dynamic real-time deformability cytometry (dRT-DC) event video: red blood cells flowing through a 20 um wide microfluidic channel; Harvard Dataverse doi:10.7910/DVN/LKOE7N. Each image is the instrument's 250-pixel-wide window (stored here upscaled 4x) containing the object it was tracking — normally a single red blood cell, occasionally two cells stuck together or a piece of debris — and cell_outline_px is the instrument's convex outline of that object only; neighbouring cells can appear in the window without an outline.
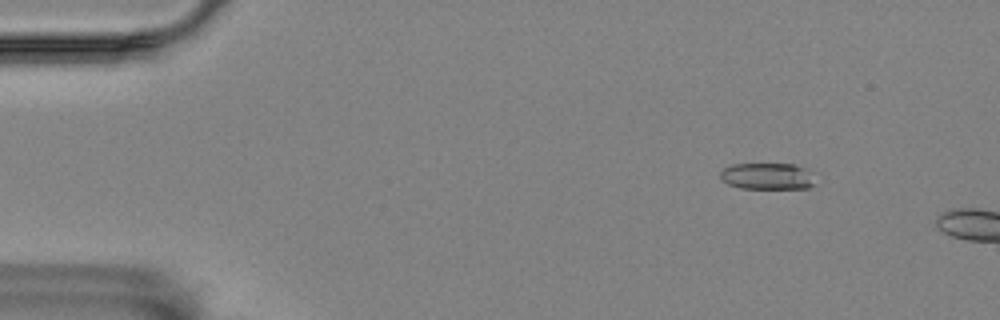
{"species": "Egyptian fruit bat (a non-hibernating species)", "species_latin": "Rousettus aegyptiacus", "temperature_condition": "room temperature", "stored_images_in_passage": 11, "camera_frame_rate_fps": 3000, "um_per_image_px": 0.085, "animal": {"sex": "female"}, "frame": {"image": 1, "passage_image": 7, "time_ms": 2.0, "image_size_px": [1000, 320], "cell_outline_px": [[812, 184], [808, 188], [740, 188], [728, 184], [720, 176], [720, 172], [724, 168], [732, 164], [792, 164], [804, 168]], "centroid_in_image_um": [65.11, 14.97], "position_along_channel_um": 19.9, "area_um2": 14.1}}